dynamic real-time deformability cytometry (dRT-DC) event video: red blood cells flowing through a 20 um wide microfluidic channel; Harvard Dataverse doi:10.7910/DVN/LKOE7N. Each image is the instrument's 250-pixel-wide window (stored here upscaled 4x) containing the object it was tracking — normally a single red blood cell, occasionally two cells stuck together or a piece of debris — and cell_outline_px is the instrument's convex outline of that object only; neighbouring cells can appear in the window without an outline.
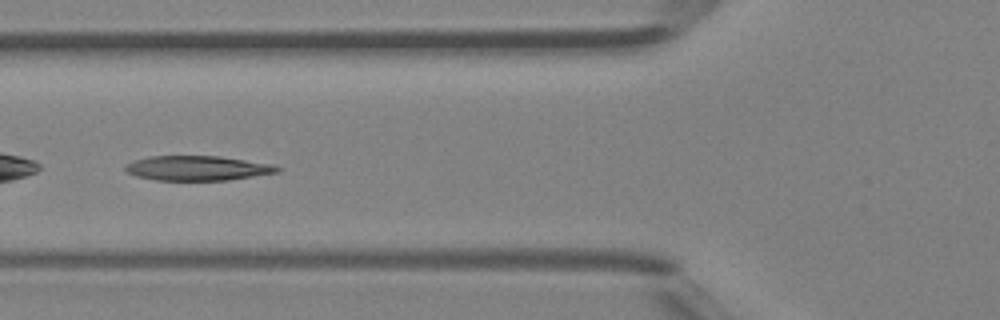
{"species": "Egyptian fruit bat (a non-hibernating species)", "species_latin": "Rousettus aegyptiacus", "temperature_condition": "room temperature", "stored_images_in_passage": 35, "camera_frame_rate_fps": 3000, "um_per_image_px": 0.085, "animal": {"sex": "female"}, "frame": {"image": 1, "passage_image": 6, "time_ms": 1.667, "image_size_px": [1000, 320], "cell_outline_px": [[280, 172], [228, 180], [156, 180], [136, 176], [128, 172], [124, 168], [128, 164], [136, 160], [148, 156], [220, 156], [272, 164], [280, 168]], "centroid_in_image_um": [16.81, 14.29], "position_along_channel_um": 109.0, "area_um2": 21.73}}
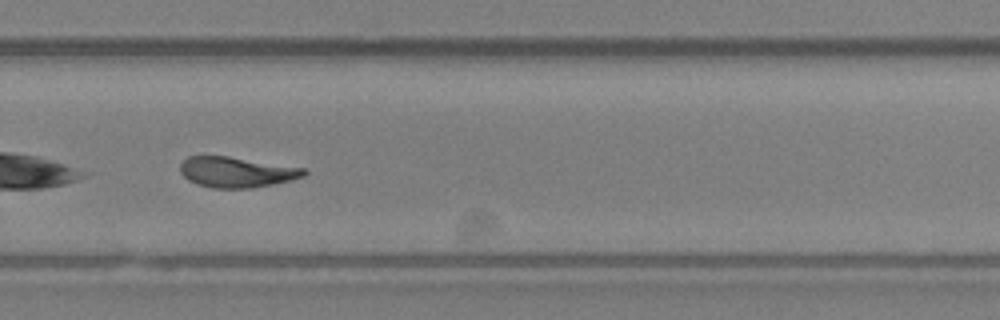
{"frame": {"image": 2, "passage_image": 20, "time_ms": 6.333, "image_size_px": [1000, 320], "cell_outline_px": [[308, 172], [304, 176], [272, 184], [252, 188], [212, 188], [196, 184], [188, 180], [180, 172], [180, 164], [188, 156], [228, 156], [304, 168]], "centroid_in_image_um": [20.07, 14.63], "position_along_channel_um": 309.7, "area_um2": 21.85}}
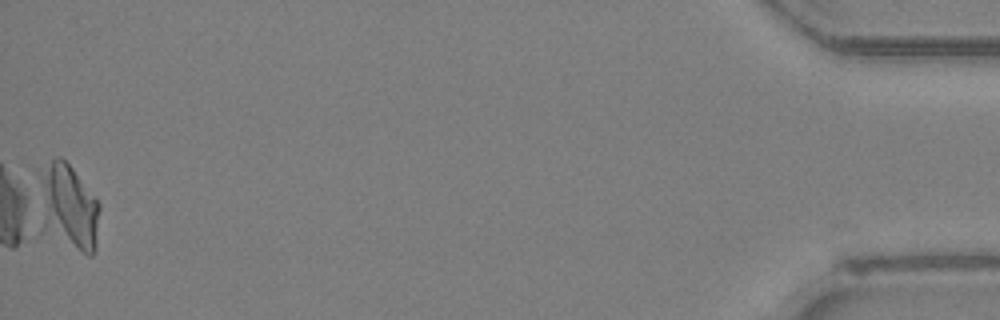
{"frame": {"image": 3, "passage_image": 35, "time_ms": 11.333, "image_size_px": [1000, 320], "cell_outline_px": [[100, 208], [96, 248], [92, 256], [88, 256], [36, 236], [36, 168], [56, 156], [60, 156], [72, 168], [100, 204]], "centroid_in_image_um": [5.59, 17.68], "position_along_channel_um": 429.6, "area_um2": 34.1}, "authors_computed_cell_mechanics": {"area_um2": 22.0796, "velocity_mm_per_s": 4.3142, "shape_relaxation_time_tau1_ms": 5.6946, "shape_relaxation_time_tau2_ms": 2.4988, "deformation_change_tau1": 0.1918, "deformation_change_tau2": 0.1082}}